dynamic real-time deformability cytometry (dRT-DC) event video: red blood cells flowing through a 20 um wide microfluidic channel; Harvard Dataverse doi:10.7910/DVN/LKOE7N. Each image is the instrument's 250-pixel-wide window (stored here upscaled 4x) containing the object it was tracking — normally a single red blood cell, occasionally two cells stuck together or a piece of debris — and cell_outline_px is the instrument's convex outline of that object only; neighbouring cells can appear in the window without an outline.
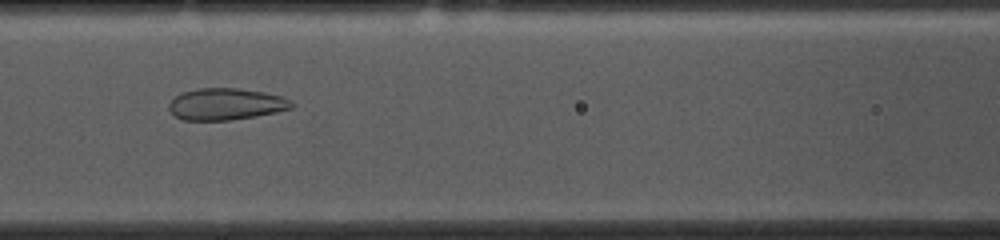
{"species": "common noctule bat (a hibernating species)", "species_latin": "Nyctalus noctula", "temperature_condition": "cold", "stored_images_in_passage": 52, "camera_frame_rate_fps": 3000, "um_per_image_px": 0.085, "animal": {"sex": "female", "body_mass_g": 10.0, "forearm_length_mm": 53.1}, "frame": {"image": 1, "passage_image": 21, "time_ms": 6.667, "image_size_px": [1000, 240], "cell_outline_px": [[296, 104], [292, 108], [276, 112], [256, 116], [228, 120], [184, 120], [176, 116], [168, 108], [168, 104], [176, 96], [184, 92], [196, 88], [236, 88], [264, 92], [280, 96], [292, 100]], "centroid_in_image_um": [19.23, 8.84], "position_along_channel_um": 147.4, "area_um2": 22.6}}
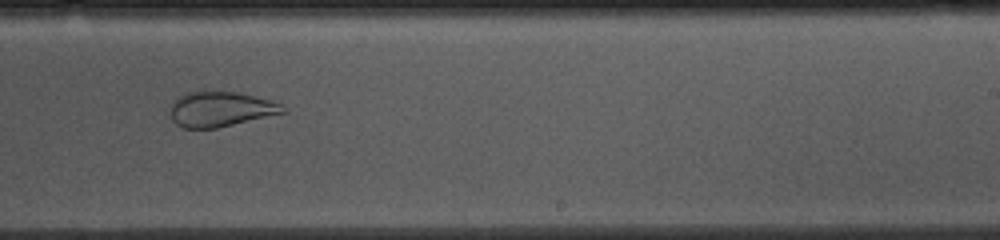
{"frame": {"image": 2, "passage_image": 31, "time_ms": 10.0, "image_size_px": [1000, 240], "cell_outline_px": [[288, 112], [216, 128], [184, 128], [176, 124], [172, 120], [168, 112], [168, 104], [180, 96], [188, 92], [212, 88], [236, 92], [272, 100], [288, 108]], "centroid_in_image_um": [18.71, 9.24], "position_along_channel_um": 270.3, "area_um2": 23.87}}
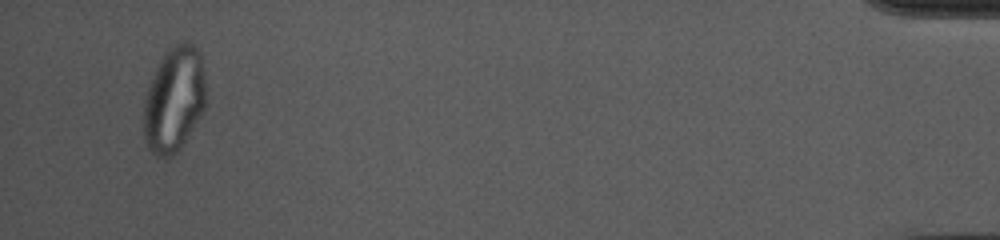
{"frame": {"image": 3, "passage_image": 50, "time_ms": 16.333, "image_size_px": [1000, 240], "cell_outline_px": [[204, 108], [180, 148], [176, 152], [168, 156], [156, 156], [148, 148], [144, 140], [144, 100], [148, 88], [156, 68], [160, 60], [168, 48], [176, 44], [192, 44], [200, 52], [204, 68]], "centroid_in_image_um": [14.78, 8.45], "position_along_channel_um": 420.4, "area_um2": 37.45}}